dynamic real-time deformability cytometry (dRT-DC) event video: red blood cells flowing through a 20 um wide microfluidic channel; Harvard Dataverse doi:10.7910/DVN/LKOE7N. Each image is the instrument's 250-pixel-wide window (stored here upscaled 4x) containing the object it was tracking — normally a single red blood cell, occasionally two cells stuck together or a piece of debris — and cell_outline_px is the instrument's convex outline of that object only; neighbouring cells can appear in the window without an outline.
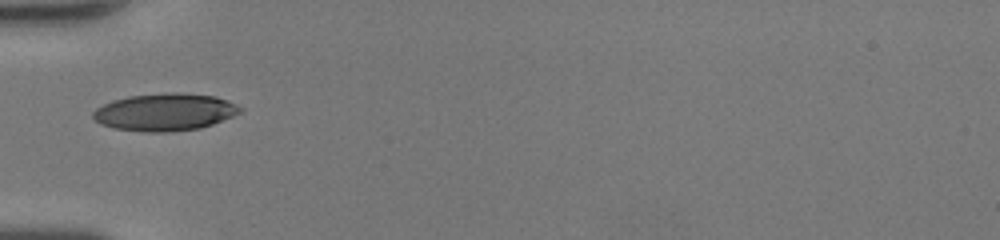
{"species": "human", "species_latin": "Homo sapiens", "temperature_condition": "room temperature", "stored_images_in_passage": 29, "camera_frame_rate_fps": 3000, "um_per_image_px": 0.085, "donor": {"sex": "female"}, "frame": {"image": 1, "passage_image": 1, "time_ms": 0.0, "image_size_px": [1000, 240], "cell_outline_px": [[244, 108], [240, 112], [232, 116], [212, 124], [200, 128], [172, 132], [144, 132], [112, 128], [100, 124], [92, 116], [92, 112], [96, 108], [112, 100], [128, 96], [172, 92], [176, 92], [216, 96], [228, 100]], "centroid_in_image_um": [14.0, 9.53], "position_along_channel_um": 71.0, "area_um2": 32.19}}
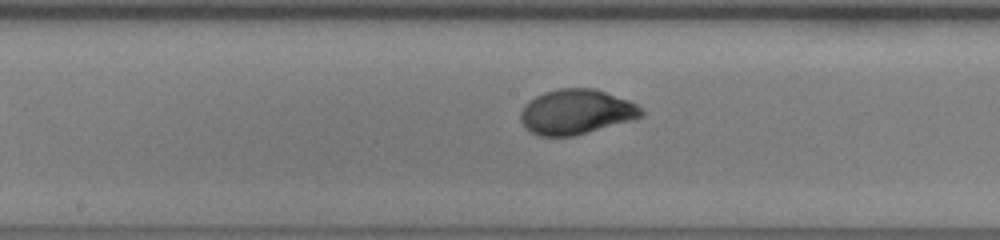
{"frame": {"image": 2, "passage_image": 10, "time_ms": 3.0, "image_size_px": [1000, 240], "cell_outline_px": [[644, 116], [632, 120], [572, 136], [540, 136], [532, 132], [520, 120], [520, 112], [524, 104], [528, 100], [544, 92], [560, 88], [592, 88], [628, 100], [636, 104], [644, 112]], "centroid_in_image_um": [48.96, 9.5], "position_along_channel_um": 199.2, "area_um2": 31.33}}
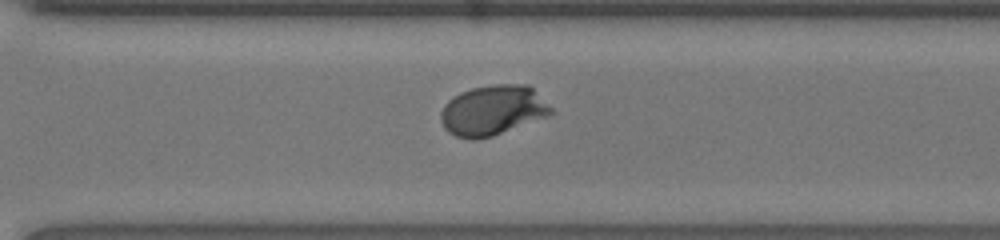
{"frame": {"image": 3, "passage_image": 19, "time_ms": 6.0, "image_size_px": [1000, 240], "cell_outline_px": [[556, 112], [548, 116], [492, 136], [476, 140], [472, 140], [456, 136], [448, 132], [444, 128], [440, 120], [440, 112], [444, 104], [452, 96], [460, 92], [472, 88], [492, 84], [528, 84]], "centroid_in_image_um": [41.86, 9.37], "position_along_channel_um": 328.7, "area_um2": 32.37}, "authors_computed_cell_mechanics": {"area_um2": 31.3276, "velocity_mm_per_s": 4.3289, "shape_relaxation_time_tau1_ms": 3.0286, "shape_relaxation_time_tau2_ms": null, "deformation_change_tau1": 0.1742, "deformation_change_tau2": null}}